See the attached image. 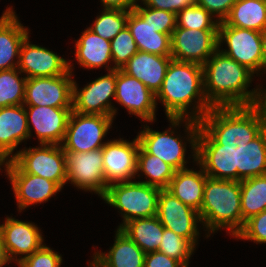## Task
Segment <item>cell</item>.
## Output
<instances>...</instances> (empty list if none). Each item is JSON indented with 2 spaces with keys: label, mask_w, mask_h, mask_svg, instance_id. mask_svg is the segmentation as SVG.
I'll list each match as a JSON object with an SVG mask.
<instances>
[{
  "label": "cell",
  "mask_w": 266,
  "mask_h": 267,
  "mask_svg": "<svg viewBox=\"0 0 266 267\" xmlns=\"http://www.w3.org/2000/svg\"><path fill=\"white\" fill-rule=\"evenodd\" d=\"M240 199L239 181L206 178L199 215L207 238L220 228L234 237L242 230Z\"/></svg>",
  "instance_id": "277c9868"
},
{
  "label": "cell",
  "mask_w": 266,
  "mask_h": 267,
  "mask_svg": "<svg viewBox=\"0 0 266 267\" xmlns=\"http://www.w3.org/2000/svg\"><path fill=\"white\" fill-rule=\"evenodd\" d=\"M196 163L213 179L243 180L244 145L266 121L251 106L212 107L199 121Z\"/></svg>",
  "instance_id": "6da1fadb"
},
{
  "label": "cell",
  "mask_w": 266,
  "mask_h": 267,
  "mask_svg": "<svg viewBox=\"0 0 266 267\" xmlns=\"http://www.w3.org/2000/svg\"><path fill=\"white\" fill-rule=\"evenodd\" d=\"M262 42V55H263V71L266 73V28L260 32Z\"/></svg>",
  "instance_id": "7dc6e473"
},
{
  "label": "cell",
  "mask_w": 266,
  "mask_h": 267,
  "mask_svg": "<svg viewBox=\"0 0 266 267\" xmlns=\"http://www.w3.org/2000/svg\"><path fill=\"white\" fill-rule=\"evenodd\" d=\"M251 107L266 121V89L256 87L254 101Z\"/></svg>",
  "instance_id": "ee69618b"
},
{
  "label": "cell",
  "mask_w": 266,
  "mask_h": 267,
  "mask_svg": "<svg viewBox=\"0 0 266 267\" xmlns=\"http://www.w3.org/2000/svg\"><path fill=\"white\" fill-rule=\"evenodd\" d=\"M207 177L201 166L199 171L188 168L180 169L175 171L174 177L166 189L183 204L199 212Z\"/></svg>",
  "instance_id": "4316f807"
},
{
  "label": "cell",
  "mask_w": 266,
  "mask_h": 267,
  "mask_svg": "<svg viewBox=\"0 0 266 267\" xmlns=\"http://www.w3.org/2000/svg\"><path fill=\"white\" fill-rule=\"evenodd\" d=\"M114 100L124 106L129 114L140 117L144 122L152 123L156 118L155 94L140 80L126 74L121 69L116 70Z\"/></svg>",
  "instance_id": "2e32d148"
},
{
  "label": "cell",
  "mask_w": 266,
  "mask_h": 267,
  "mask_svg": "<svg viewBox=\"0 0 266 267\" xmlns=\"http://www.w3.org/2000/svg\"><path fill=\"white\" fill-rule=\"evenodd\" d=\"M197 1L198 0H141L146 7L161 9L175 14L184 8L197 5Z\"/></svg>",
  "instance_id": "b9f144b4"
},
{
  "label": "cell",
  "mask_w": 266,
  "mask_h": 267,
  "mask_svg": "<svg viewBox=\"0 0 266 267\" xmlns=\"http://www.w3.org/2000/svg\"><path fill=\"white\" fill-rule=\"evenodd\" d=\"M65 153L67 182L78 189L92 191L103 197L106 193V178L102 148L84 153Z\"/></svg>",
  "instance_id": "7c38bea8"
},
{
  "label": "cell",
  "mask_w": 266,
  "mask_h": 267,
  "mask_svg": "<svg viewBox=\"0 0 266 267\" xmlns=\"http://www.w3.org/2000/svg\"><path fill=\"white\" fill-rule=\"evenodd\" d=\"M113 67L122 69L129 59L138 52V48L130 30L126 26L111 41Z\"/></svg>",
  "instance_id": "8d00e7d4"
},
{
  "label": "cell",
  "mask_w": 266,
  "mask_h": 267,
  "mask_svg": "<svg viewBox=\"0 0 266 267\" xmlns=\"http://www.w3.org/2000/svg\"><path fill=\"white\" fill-rule=\"evenodd\" d=\"M223 22L229 26L263 31L266 28V0H237Z\"/></svg>",
  "instance_id": "f1b7e54d"
},
{
  "label": "cell",
  "mask_w": 266,
  "mask_h": 267,
  "mask_svg": "<svg viewBox=\"0 0 266 267\" xmlns=\"http://www.w3.org/2000/svg\"><path fill=\"white\" fill-rule=\"evenodd\" d=\"M242 229L250 217L266 210V174L240 181Z\"/></svg>",
  "instance_id": "f546056e"
},
{
  "label": "cell",
  "mask_w": 266,
  "mask_h": 267,
  "mask_svg": "<svg viewBox=\"0 0 266 267\" xmlns=\"http://www.w3.org/2000/svg\"><path fill=\"white\" fill-rule=\"evenodd\" d=\"M223 42L228 48L220 50L222 53L246 66L254 74H263L261 73L263 70L262 42L259 31L229 26L221 21L218 24V48Z\"/></svg>",
  "instance_id": "9c48e42d"
},
{
  "label": "cell",
  "mask_w": 266,
  "mask_h": 267,
  "mask_svg": "<svg viewBox=\"0 0 266 267\" xmlns=\"http://www.w3.org/2000/svg\"><path fill=\"white\" fill-rule=\"evenodd\" d=\"M157 217L164 228L186 238L196 247L200 234L197 223H202L198 211L183 204L167 189H161L158 196Z\"/></svg>",
  "instance_id": "5bb4252c"
},
{
  "label": "cell",
  "mask_w": 266,
  "mask_h": 267,
  "mask_svg": "<svg viewBox=\"0 0 266 267\" xmlns=\"http://www.w3.org/2000/svg\"><path fill=\"white\" fill-rule=\"evenodd\" d=\"M0 236L11 261L17 264L40 249L44 243L41 230L34 223L6 217L0 225ZM21 257L18 258V256Z\"/></svg>",
  "instance_id": "ac0fdd59"
},
{
  "label": "cell",
  "mask_w": 266,
  "mask_h": 267,
  "mask_svg": "<svg viewBox=\"0 0 266 267\" xmlns=\"http://www.w3.org/2000/svg\"><path fill=\"white\" fill-rule=\"evenodd\" d=\"M11 263V260L6 251L2 237L0 236V267H3L7 263Z\"/></svg>",
  "instance_id": "bcb514c9"
},
{
  "label": "cell",
  "mask_w": 266,
  "mask_h": 267,
  "mask_svg": "<svg viewBox=\"0 0 266 267\" xmlns=\"http://www.w3.org/2000/svg\"><path fill=\"white\" fill-rule=\"evenodd\" d=\"M237 0H198L197 5L205 8L219 22L229 15L231 8Z\"/></svg>",
  "instance_id": "60d3db41"
},
{
  "label": "cell",
  "mask_w": 266,
  "mask_h": 267,
  "mask_svg": "<svg viewBox=\"0 0 266 267\" xmlns=\"http://www.w3.org/2000/svg\"><path fill=\"white\" fill-rule=\"evenodd\" d=\"M155 100L156 105L157 100L164 105L167 119L187 118L200 121L212 108L204 92L202 65L172 59ZM189 108L191 112L188 111Z\"/></svg>",
  "instance_id": "7a4b0ae2"
},
{
  "label": "cell",
  "mask_w": 266,
  "mask_h": 267,
  "mask_svg": "<svg viewBox=\"0 0 266 267\" xmlns=\"http://www.w3.org/2000/svg\"><path fill=\"white\" fill-rule=\"evenodd\" d=\"M12 162V159L4 152V150L0 147V167H5V171H8V168L10 167V164ZM1 170V168H0Z\"/></svg>",
  "instance_id": "c3c4849f"
},
{
  "label": "cell",
  "mask_w": 266,
  "mask_h": 267,
  "mask_svg": "<svg viewBox=\"0 0 266 267\" xmlns=\"http://www.w3.org/2000/svg\"><path fill=\"white\" fill-rule=\"evenodd\" d=\"M171 123L170 128L163 132L150 129L149 126L144 127L137 135L140 147L148 154L157 156L162 159L165 163L172 166L176 171L185 169L187 166L186 155V143H183L180 135H175L172 127H179L180 123H185V131L187 132L186 140L190 142L191 149L193 150L192 156L196 162V140L200 129V122L187 119V118H168ZM175 136H174V135Z\"/></svg>",
  "instance_id": "5b68a950"
},
{
  "label": "cell",
  "mask_w": 266,
  "mask_h": 267,
  "mask_svg": "<svg viewBox=\"0 0 266 267\" xmlns=\"http://www.w3.org/2000/svg\"><path fill=\"white\" fill-rule=\"evenodd\" d=\"M146 253L123 231L117 228L115 240L108 253L97 251L91 267H144Z\"/></svg>",
  "instance_id": "603a6c76"
},
{
  "label": "cell",
  "mask_w": 266,
  "mask_h": 267,
  "mask_svg": "<svg viewBox=\"0 0 266 267\" xmlns=\"http://www.w3.org/2000/svg\"><path fill=\"white\" fill-rule=\"evenodd\" d=\"M203 67L204 92L212 107L251 106L256 89L248 90L254 73L218 48Z\"/></svg>",
  "instance_id": "3957f363"
},
{
  "label": "cell",
  "mask_w": 266,
  "mask_h": 267,
  "mask_svg": "<svg viewBox=\"0 0 266 267\" xmlns=\"http://www.w3.org/2000/svg\"><path fill=\"white\" fill-rule=\"evenodd\" d=\"M3 12L0 17V71L18 68L22 42L29 35L13 8Z\"/></svg>",
  "instance_id": "44dd1931"
},
{
  "label": "cell",
  "mask_w": 266,
  "mask_h": 267,
  "mask_svg": "<svg viewBox=\"0 0 266 267\" xmlns=\"http://www.w3.org/2000/svg\"><path fill=\"white\" fill-rule=\"evenodd\" d=\"M116 70L96 78L84 88L78 89L73 81L72 111L82 114H98L116 116L117 109L111 105V97L115 99Z\"/></svg>",
  "instance_id": "8fae6325"
},
{
  "label": "cell",
  "mask_w": 266,
  "mask_h": 267,
  "mask_svg": "<svg viewBox=\"0 0 266 267\" xmlns=\"http://www.w3.org/2000/svg\"><path fill=\"white\" fill-rule=\"evenodd\" d=\"M29 35L20 48L18 69L26 78L61 76L69 70V62L47 48L30 44Z\"/></svg>",
  "instance_id": "ffe728a7"
},
{
  "label": "cell",
  "mask_w": 266,
  "mask_h": 267,
  "mask_svg": "<svg viewBox=\"0 0 266 267\" xmlns=\"http://www.w3.org/2000/svg\"><path fill=\"white\" fill-rule=\"evenodd\" d=\"M146 254L158 251L164 226L157 216L130 220L121 228Z\"/></svg>",
  "instance_id": "83f0119b"
},
{
  "label": "cell",
  "mask_w": 266,
  "mask_h": 267,
  "mask_svg": "<svg viewBox=\"0 0 266 267\" xmlns=\"http://www.w3.org/2000/svg\"><path fill=\"white\" fill-rule=\"evenodd\" d=\"M61 76L27 78L24 106L72 108L73 66Z\"/></svg>",
  "instance_id": "30bf717a"
},
{
  "label": "cell",
  "mask_w": 266,
  "mask_h": 267,
  "mask_svg": "<svg viewBox=\"0 0 266 267\" xmlns=\"http://www.w3.org/2000/svg\"><path fill=\"white\" fill-rule=\"evenodd\" d=\"M138 138L132 142L121 139L108 140L102 147L106 191L109 185L132 181L137 175Z\"/></svg>",
  "instance_id": "9a60e30c"
},
{
  "label": "cell",
  "mask_w": 266,
  "mask_h": 267,
  "mask_svg": "<svg viewBox=\"0 0 266 267\" xmlns=\"http://www.w3.org/2000/svg\"><path fill=\"white\" fill-rule=\"evenodd\" d=\"M235 237L256 244L266 243V210L246 220L243 229Z\"/></svg>",
  "instance_id": "f35d334b"
},
{
  "label": "cell",
  "mask_w": 266,
  "mask_h": 267,
  "mask_svg": "<svg viewBox=\"0 0 266 267\" xmlns=\"http://www.w3.org/2000/svg\"><path fill=\"white\" fill-rule=\"evenodd\" d=\"M171 56L138 51L122 67L126 74L140 80L155 95L161 89Z\"/></svg>",
  "instance_id": "7402d4cb"
},
{
  "label": "cell",
  "mask_w": 266,
  "mask_h": 267,
  "mask_svg": "<svg viewBox=\"0 0 266 267\" xmlns=\"http://www.w3.org/2000/svg\"><path fill=\"white\" fill-rule=\"evenodd\" d=\"M218 49V30L176 27L171 35V57L181 62L204 65Z\"/></svg>",
  "instance_id": "4fadbf2b"
},
{
  "label": "cell",
  "mask_w": 266,
  "mask_h": 267,
  "mask_svg": "<svg viewBox=\"0 0 266 267\" xmlns=\"http://www.w3.org/2000/svg\"><path fill=\"white\" fill-rule=\"evenodd\" d=\"M71 111L72 108L25 106L29 138L33 126L39 144L61 145Z\"/></svg>",
  "instance_id": "e0dca14e"
},
{
  "label": "cell",
  "mask_w": 266,
  "mask_h": 267,
  "mask_svg": "<svg viewBox=\"0 0 266 267\" xmlns=\"http://www.w3.org/2000/svg\"><path fill=\"white\" fill-rule=\"evenodd\" d=\"M127 27L136 42L138 51L171 56V35L158 32L134 10L129 11Z\"/></svg>",
  "instance_id": "d4e9b609"
},
{
  "label": "cell",
  "mask_w": 266,
  "mask_h": 267,
  "mask_svg": "<svg viewBox=\"0 0 266 267\" xmlns=\"http://www.w3.org/2000/svg\"><path fill=\"white\" fill-rule=\"evenodd\" d=\"M128 16L129 11L103 8L93 25L88 28L105 40L111 41L127 26Z\"/></svg>",
  "instance_id": "836d02e7"
},
{
  "label": "cell",
  "mask_w": 266,
  "mask_h": 267,
  "mask_svg": "<svg viewBox=\"0 0 266 267\" xmlns=\"http://www.w3.org/2000/svg\"><path fill=\"white\" fill-rule=\"evenodd\" d=\"M29 139L24 105L0 107V147L12 159L17 146Z\"/></svg>",
  "instance_id": "cb8c5ba5"
},
{
  "label": "cell",
  "mask_w": 266,
  "mask_h": 267,
  "mask_svg": "<svg viewBox=\"0 0 266 267\" xmlns=\"http://www.w3.org/2000/svg\"><path fill=\"white\" fill-rule=\"evenodd\" d=\"M18 68L0 71V107L23 105L27 78Z\"/></svg>",
  "instance_id": "d6a6232c"
},
{
  "label": "cell",
  "mask_w": 266,
  "mask_h": 267,
  "mask_svg": "<svg viewBox=\"0 0 266 267\" xmlns=\"http://www.w3.org/2000/svg\"><path fill=\"white\" fill-rule=\"evenodd\" d=\"M75 57L78 64L86 69L105 65L108 71L116 70L108 64L112 61L111 43L87 28L75 44ZM107 64V65H106Z\"/></svg>",
  "instance_id": "484cf974"
},
{
  "label": "cell",
  "mask_w": 266,
  "mask_h": 267,
  "mask_svg": "<svg viewBox=\"0 0 266 267\" xmlns=\"http://www.w3.org/2000/svg\"><path fill=\"white\" fill-rule=\"evenodd\" d=\"M62 256L43 245L40 249L25 257L18 263V267H60Z\"/></svg>",
  "instance_id": "ab89813d"
},
{
  "label": "cell",
  "mask_w": 266,
  "mask_h": 267,
  "mask_svg": "<svg viewBox=\"0 0 266 267\" xmlns=\"http://www.w3.org/2000/svg\"><path fill=\"white\" fill-rule=\"evenodd\" d=\"M195 248L186 238L175 234L172 230L164 228L158 251L179 261L184 267H188L189 258Z\"/></svg>",
  "instance_id": "e575fe53"
},
{
  "label": "cell",
  "mask_w": 266,
  "mask_h": 267,
  "mask_svg": "<svg viewBox=\"0 0 266 267\" xmlns=\"http://www.w3.org/2000/svg\"><path fill=\"white\" fill-rule=\"evenodd\" d=\"M161 188L138 181L114 183L108 186L102 199L117 208L123 223L134 219L157 216L158 196Z\"/></svg>",
  "instance_id": "8992f818"
},
{
  "label": "cell",
  "mask_w": 266,
  "mask_h": 267,
  "mask_svg": "<svg viewBox=\"0 0 266 267\" xmlns=\"http://www.w3.org/2000/svg\"><path fill=\"white\" fill-rule=\"evenodd\" d=\"M6 175L12 184L20 212L31 205L47 202L53 195L62 190L56 182L23 173L13 162H11Z\"/></svg>",
  "instance_id": "d6986e66"
},
{
  "label": "cell",
  "mask_w": 266,
  "mask_h": 267,
  "mask_svg": "<svg viewBox=\"0 0 266 267\" xmlns=\"http://www.w3.org/2000/svg\"><path fill=\"white\" fill-rule=\"evenodd\" d=\"M266 174V128L244 145L243 180Z\"/></svg>",
  "instance_id": "1f68e13d"
},
{
  "label": "cell",
  "mask_w": 266,
  "mask_h": 267,
  "mask_svg": "<svg viewBox=\"0 0 266 267\" xmlns=\"http://www.w3.org/2000/svg\"><path fill=\"white\" fill-rule=\"evenodd\" d=\"M175 169L157 156L146 153L141 147L137 154V174L141 172L147 180L140 182L153 185L161 189L169 186L174 177Z\"/></svg>",
  "instance_id": "4dcf8cb0"
},
{
  "label": "cell",
  "mask_w": 266,
  "mask_h": 267,
  "mask_svg": "<svg viewBox=\"0 0 266 267\" xmlns=\"http://www.w3.org/2000/svg\"><path fill=\"white\" fill-rule=\"evenodd\" d=\"M105 9H118L122 11H131L134 9L138 0H101Z\"/></svg>",
  "instance_id": "f6af8a7d"
},
{
  "label": "cell",
  "mask_w": 266,
  "mask_h": 267,
  "mask_svg": "<svg viewBox=\"0 0 266 267\" xmlns=\"http://www.w3.org/2000/svg\"><path fill=\"white\" fill-rule=\"evenodd\" d=\"M144 21L158 29V32L172 35L176 28V14L173 12L151 8L142 7L139 3L133 9Z\"/></svg>",
  "instance_id": "74e56055"
},
{
  "label": "cell",
  "mask_w": 266,
  "mask_h": 267,
  "mask_svg": "<svg viewBox=\"0 0 266 267\" xmlns=\"http://www.w3.org/2000/svg\"><path fill=\"white\" fill-rule=\"evenodd\" d=\"M144 267H184L179 261L159 251L145 255Z\"/></svg>",
  "instance_id": "7bdbcfd3"
},
{
  "label": "cell",
  "mask_w": 266,
  "mask_h": 267,
  "mask_svg": "<svg viewBox=\"0 0 266 267\" xmlns=\"http://www.w3.org/2000/svg\"><path fill=\"white\" fill-rule=\"evenodd\" d=\"M205 8L195 5L176 14V27L197 30H218L219 21Z\"/></svg>",
  "instance_id": "d590c367"
},
{
  "label": "cell",
  "mask_w": 266,
  "mask_h": 267,
  "mask_svg": "<svg viewBox=\"0 0 266 267\" xmlns=\"http://www.w3.org/2000/svg\"><path fill=\"white\" fill-rule=\"evenodd\" d=\"M12 162L23 172L53 182L61 188L67 184L66 153L61 145L40 144L17 151Z\"/></svg>",
  "instance_id": "ba28073f"
},
{
  "label": "cell",
  "mask_w": 266,
  "mask_h": 267,
  "mask_svg": "<svg viewBox=\"0 0 266 267\" xmlns=\"http://www.w3.org/2000/svg\"><path fill=\"white\" fill-rule=\"evenodd\" d=\"M113 116L82 114L71 111L61 146L64 152L84 153L102 148L112 127Z\"/></svg>",
  "instance_id": "52a82bcc"
}]
</instances>
